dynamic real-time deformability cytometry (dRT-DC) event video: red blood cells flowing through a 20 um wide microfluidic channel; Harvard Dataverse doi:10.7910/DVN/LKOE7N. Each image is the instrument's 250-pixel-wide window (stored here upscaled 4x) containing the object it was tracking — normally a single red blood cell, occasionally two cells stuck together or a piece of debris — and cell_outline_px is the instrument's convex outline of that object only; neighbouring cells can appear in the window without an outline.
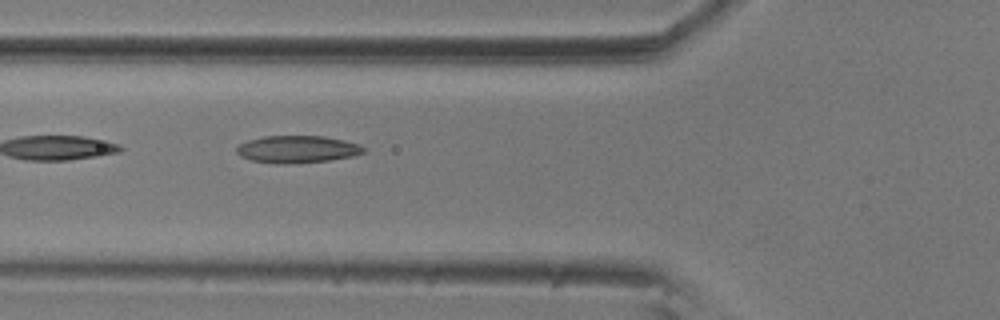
{"species": "common noctule bat (a hibernating species)", "species_latin": "Nyctalus noctula", "temperature_condition": "room temperature", "stored_images_in_passage": 7, "camera_frame_rate_fps": 3000, "um_per_image_px": 0.085, "animal": {"sex": "male", "body_mass_g": 20.5, "forearm_length_mm": 52.5}, "frame": {"image": 1, "passage_image": 6, "time_ms": 1.667, "image_size_px": [1000, 320], "cell_outline_px": [[364, 152], [352, 156], [328, 160], [284, 164], [276, 164], [252, 160], [240, 156], [236, 152], [236, 148], [240, 144], [248, 140], [264, 136], [324, 136], [344, 140], [360, 144], [364, 148]], "centroid_in_image_um": [25.25, 12.68], "position_along_channel_um": 100.5, "area_um2": 20.06}}